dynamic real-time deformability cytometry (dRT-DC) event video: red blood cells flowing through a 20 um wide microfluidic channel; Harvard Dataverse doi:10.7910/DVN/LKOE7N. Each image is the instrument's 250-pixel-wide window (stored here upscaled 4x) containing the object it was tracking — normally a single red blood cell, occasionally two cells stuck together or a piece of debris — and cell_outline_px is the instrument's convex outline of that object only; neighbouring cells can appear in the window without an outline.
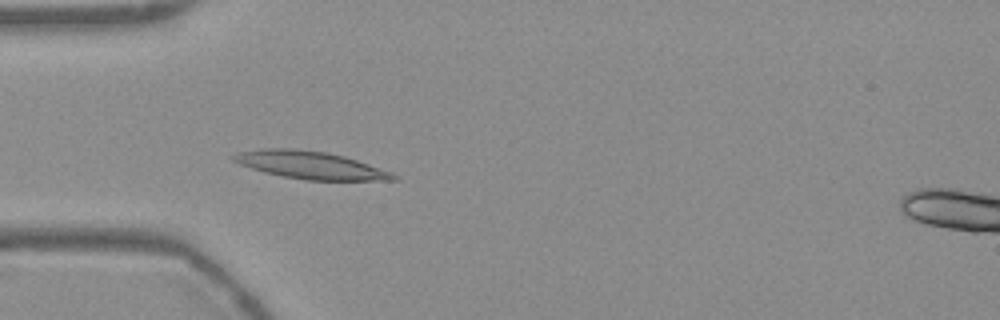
{"species": "Egyptian fruit bat (a non-hibernating species)", "species_latin": "Rousettus aegyptiacus", "temperature_condition": "warm", "stored_images_in_passage": 54, "camera_frame_rate_fps": 3000, "um_per_image_px": 0.085, "frame": {"image": 1, "passage_image": 16, "time_ms": 5.0, "image_size_px": [1000, 320], "cell_outline_px": [[400, 180], [304, 180], [264, 172], [240, 164], [232, 160], [228, 156], [236, 152], [264, 148], [292, 148], [324, 152], [344, 156], [392, 172], [400, 176]], "centroid_in_image_um": [26.37, 14.03], "position_along_channel_um": 58.6, "area_um2": 25.72}}
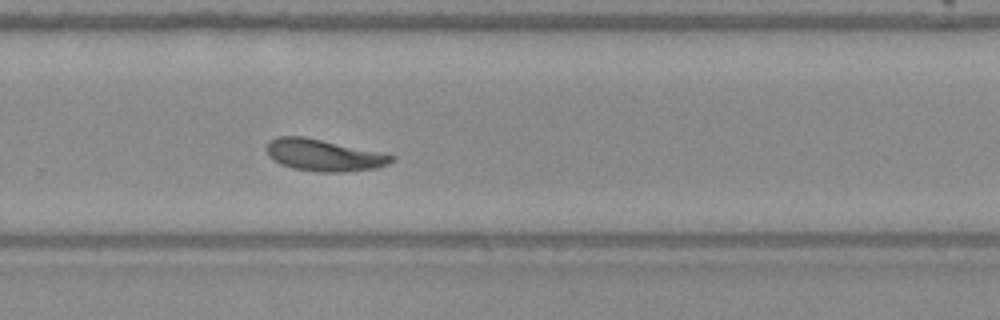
{"frame": {"image": 2, "passage_image": 36, "time_ms": 11.667, "image_size_px": [1000, 320], "cell_outline_px": [[396, 160], [388, 164], [376, 168], [344, 172], [320, 172], [292, 168], [280, 164], [268, 156], [264, 148], [268, 140], [276, 136], [304, 136], [380, 152], [396, 156]], "centroid_in_image_um": [27.48, 13.18], "position_along_channel_um": 302.3, "area_um2": 23.41}}
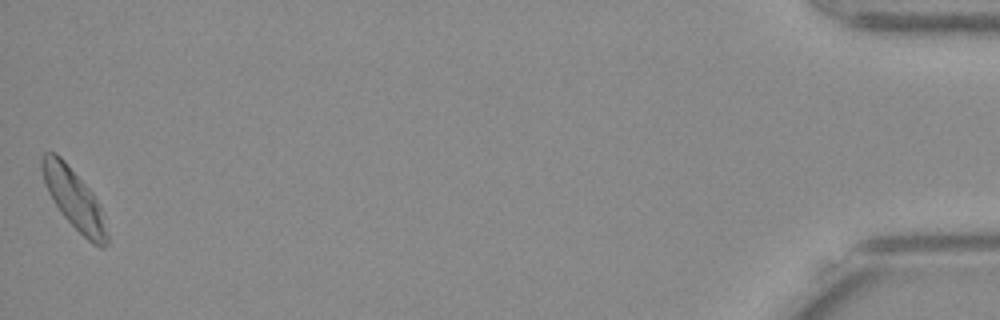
{"frame": {"image": 3, "passage_image": 54, "time_ms": 17.667, "image_size_px": [1000, 320], "cell_outline_px": [[108, 244], [104, 248], [100, 248], [92, 244], [60, 212], [52, 200], [44, 184], [40, 168], [40, 156], [44, 152], [56, 152], [64, 160], [92, 192], [100, 204], [104, 216], [108, 236]], "centroid_in_image_um": [6.28, 16.9], "position_along_channel_um": 428.9, "area_um2": 23.0}, "authors_computed_cell_mechanics": {"area_um2": 23.0333, "velocity_mm_per_s": 3.7088, "shape_relaxation_time_tau1_ms": 8.011, "shape_relaxation_time_tau2_ms": 6.5466, "deformation_change_tau1": 0.2303, "deformation_change_tau2": 0.134}}